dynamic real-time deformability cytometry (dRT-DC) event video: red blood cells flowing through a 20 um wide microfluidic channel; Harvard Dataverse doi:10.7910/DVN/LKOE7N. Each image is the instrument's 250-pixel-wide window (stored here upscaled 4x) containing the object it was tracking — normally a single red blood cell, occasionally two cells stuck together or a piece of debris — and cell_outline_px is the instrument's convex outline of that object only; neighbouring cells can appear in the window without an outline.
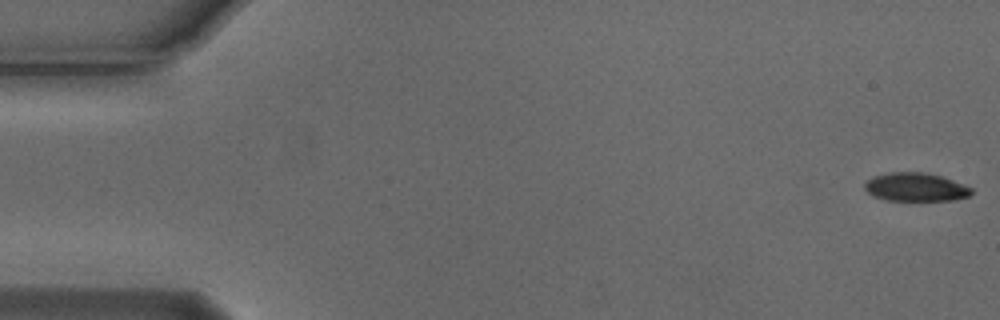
{"species": "Egyptian fruit bat (a non-hibernating species)", "species_latin": "Rousettus aegyptiacus", "temperature_condition": "cold", "stored_images_in_passage": 6, "camera_frame_rate_fps": 3000, "um_per_image_px": 0.085, "animal": {"sex": "male"}, "frame": {"image": 1, "passage_image": 1, "time_ms": 0.0, "image_size_px": [1000, 320], "cell_outline_px": [[972, 192], [968, 196], [952, 200], [884, 200], [872, 196], [864, 188], [864, 184], [872, 176], [888, 172], [924, 172], [940, 176], [952, 180], [972, 188]], "centroid_in_image_um": [77.78, 15.9], "position_along_channel_um": 7.2, "area_um2": 17.63}}
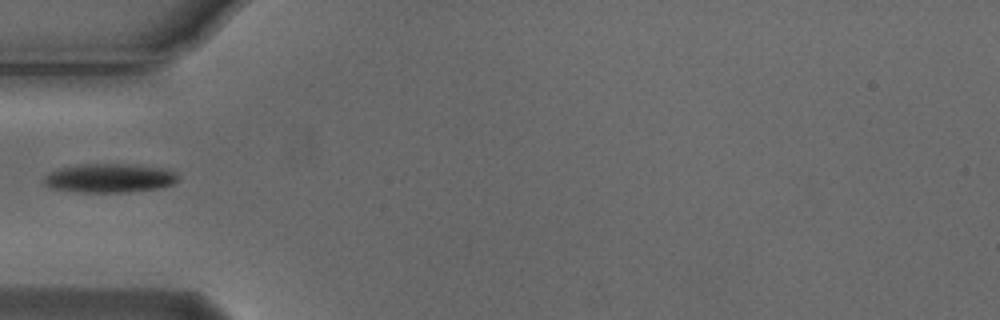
{"frame": {"image": 2, "passage_image": 5, "time_ms": 1.333, "image_size_px": [1000, 320], "cell_outline_px": [[176, 180], [172, 184], [156, 188], [128, 192], [76, 192], [48, 188], [44, 184], [44, 176], [60, 168], [80, 164], [136, 164], [160, 168], [172, 172], [176, 176]], "centroid_in_image_um": [9.22, 15.14], "position_along_channel_um": 75.8, "area_um2": 22.37}}
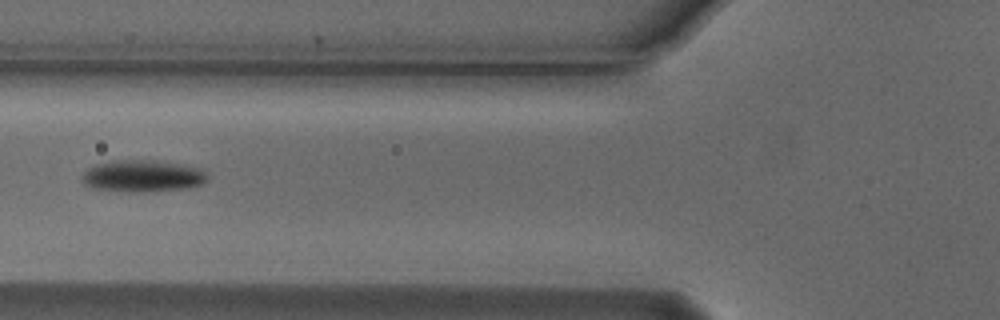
{"frame": {"image": 3, "passage_image": 6, "time_ms": 1.667, "image_size_px": [1000, 320], "cell_outline_px": [[208, 176], [204, 184], [184, 188], [144, 192], [92, 188], [84, 184], [80, 180], [80, 176], [88, 168], [96, 164], [112, 160], [156, 160], [184, 164], [200, 168]], "centroid_in_image_um": [12.11, 14.94], "position_along_channel_um": 113.7, "area_um2": 23.35}}